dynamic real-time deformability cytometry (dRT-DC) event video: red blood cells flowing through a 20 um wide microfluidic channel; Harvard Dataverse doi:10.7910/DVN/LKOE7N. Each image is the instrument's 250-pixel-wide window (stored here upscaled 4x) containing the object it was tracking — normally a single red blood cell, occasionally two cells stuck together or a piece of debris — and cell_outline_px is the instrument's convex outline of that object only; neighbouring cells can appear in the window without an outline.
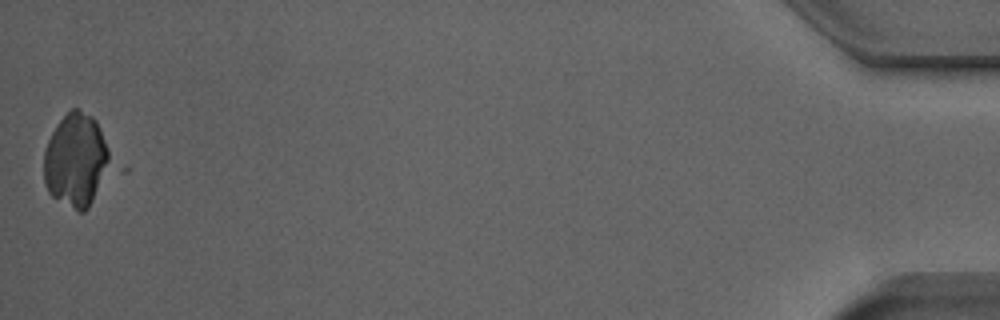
{"species": "Egyptian fruit bat (a non-hibernating species)", "species_latin": "Rousettus aegyptiacus", "temperature_condition": "room temperature", "stored_images_in_passage": 36, "camera_frame_rate_fps": 3000, "um_per_image_px": 0.085, "animal": {"sex": "male"}, "frame": {"image": 1, "passage_image": 36, "time_ms": 11.667, "image_size_px": [1000, 320], "cell_outline_px": [[108, 164], [92, 200], [88, 208], [84, 212], [80, 212], [52, 196], [48, 192], [44, 184], [44, 152], [48, 140], [52, 132], [60, 120], [72, 108], [76, 108], [92, 116], [96, 120], [108, 148]], "centroid_in_image_um": [6.4, 13.59], "position_along_channel_um": 428.8, "area_um2": 35.03}}